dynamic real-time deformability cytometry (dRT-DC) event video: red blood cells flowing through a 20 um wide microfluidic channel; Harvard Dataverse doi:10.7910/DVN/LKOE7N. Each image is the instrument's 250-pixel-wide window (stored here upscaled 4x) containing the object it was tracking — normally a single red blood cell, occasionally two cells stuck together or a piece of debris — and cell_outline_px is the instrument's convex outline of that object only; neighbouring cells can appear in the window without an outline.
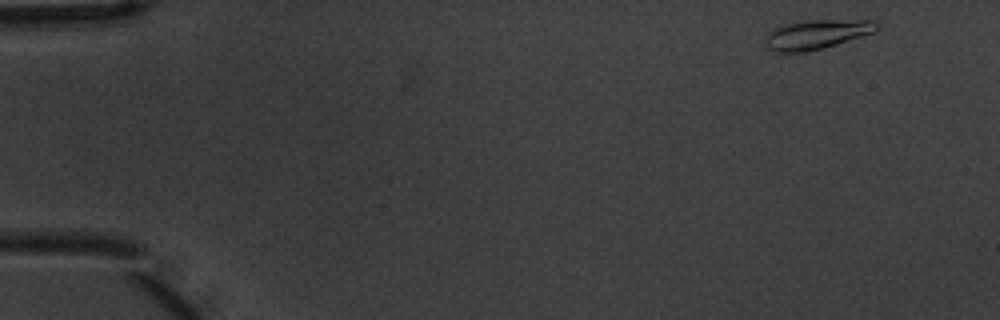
{"species": "common noctule bat (a hibernating species)", "species_latin": "Nyctalus noctula", "temperature_condition": "warm", "stored_images_in_passage": 4, "camera_frame_rate_fps": 3000, "um_per_image_px": 0.085, "animal": {"sex": "male", "body_mass_g": 20.1, "forearm_length_mm": 53.5}, "frame": {"image": 1, "passage_image": 1, "time_ms": 0.0, "image_size_px": [1000, 320], "cell_outline_px": [[880, 28], [876, 32], [824, 48], [804, 52], [776, 52], [768, 48], [764, 44], [764, 40], [768, 32], [776, 28], [788, 24], [808, 20], [876, 20], [880, 24]], "centroid_in_image_um": [69.47, 2.92], "position_along_channel_um": 15.5, "area_um2": 19.19}}